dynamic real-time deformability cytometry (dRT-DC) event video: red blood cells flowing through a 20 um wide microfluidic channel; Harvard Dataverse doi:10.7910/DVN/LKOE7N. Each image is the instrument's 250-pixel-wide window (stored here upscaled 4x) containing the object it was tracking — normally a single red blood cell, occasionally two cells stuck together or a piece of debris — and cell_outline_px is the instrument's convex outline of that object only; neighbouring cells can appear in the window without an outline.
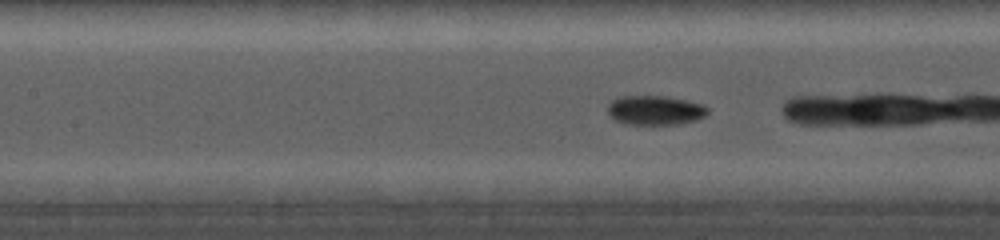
{"species": "common noctule bat (a hibernating species)", "species_latin": "Nyctalus noctula", "temperature_condition": "cold", "stored_images_in_passage": 35, "camera_frame_rate_fps": 5000, "um_per_image_px": 0.085, "animal": {"sex": "female", "body_mass_g": 19.0, "forearm_length_mm": 56.7}, "frame": {"image": 1, "passage_image": 10, "time_ms": 2.0, "image_size_px": [1000, 240], "cell_outline_px": [[708, 112], [704, 116], [696, 120], [680, 124], [624, 124], [616, 120], [608, 112], [608, 104], [616, 96], [664, 96], [704, 104], [708, 108]], "centroid_in_image_um": [55.68, 9.37], "position_along_channel_um": 151.7, "area_um2": 17.11}}
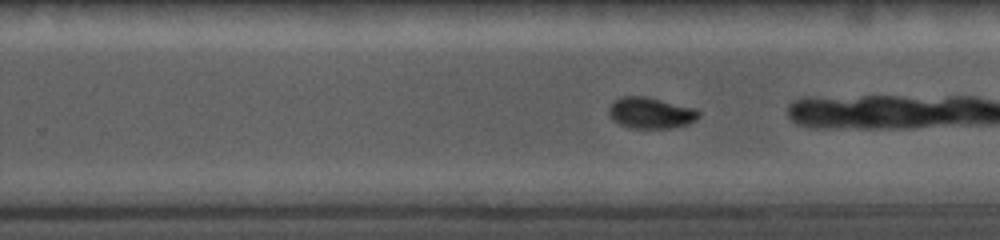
{"frame": {"image": 2, "passage_image": 24, "time_ms": 5.2, "image_size_px": [1000, 240], "cell_outline_px": [[700, 116], [696, 120], [688, 124], [672, 128], [628, 128], [612, 120], [608, 112], [608, 108], [616, 100], [624, 96], [644, 96], [696, 108], [700, 112]], "centroid_in_image_um": [55.33, 9.61], "position_along_channel_um": 274.5, "area_um2": 16.36}}